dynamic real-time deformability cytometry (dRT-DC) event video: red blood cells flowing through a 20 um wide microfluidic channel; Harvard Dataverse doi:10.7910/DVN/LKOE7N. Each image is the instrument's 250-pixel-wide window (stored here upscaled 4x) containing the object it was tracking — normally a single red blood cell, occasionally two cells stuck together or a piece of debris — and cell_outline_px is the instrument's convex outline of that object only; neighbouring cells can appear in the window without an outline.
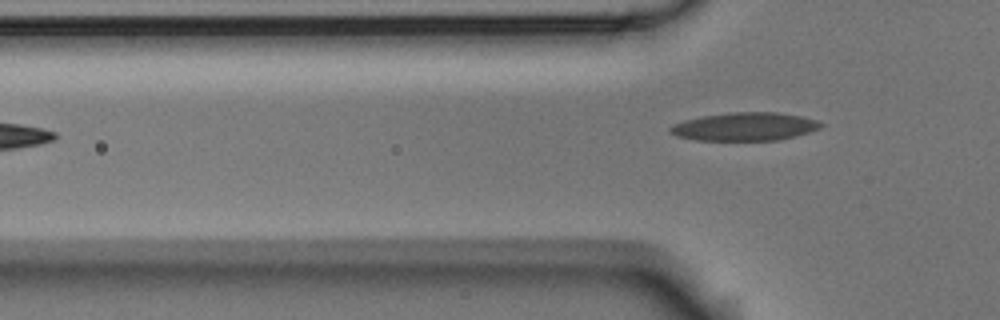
{"species": "Egyptian fruit bat (a non-hibernating species)", "species_latin": "Rousettus aegyptiacus", "temperature_condition": "room temperature", "stored_images_in_passage": 5, "camera_frame_rate_fps": 3000, "um_per_image_px": 0.085, "animal": {"sex": "male"}, "frame": {"image": 1, "passage_image": 5, "time_ms": 5.0, "image_size_px": [1000, 320], "cell_outline_px": [[824, 124], [820, 128], [808, 132], [776, 140], [696, 140], [676, 136], [668, 128], [672, 124], [684, 120], [704, 116], [732, 112], [776, 112], [800, 116], [816, 120]], "centroid_in_image_um": [63.28, 10.76], "position_along_channel_um": 62.5, "area_um2": 24.45}}